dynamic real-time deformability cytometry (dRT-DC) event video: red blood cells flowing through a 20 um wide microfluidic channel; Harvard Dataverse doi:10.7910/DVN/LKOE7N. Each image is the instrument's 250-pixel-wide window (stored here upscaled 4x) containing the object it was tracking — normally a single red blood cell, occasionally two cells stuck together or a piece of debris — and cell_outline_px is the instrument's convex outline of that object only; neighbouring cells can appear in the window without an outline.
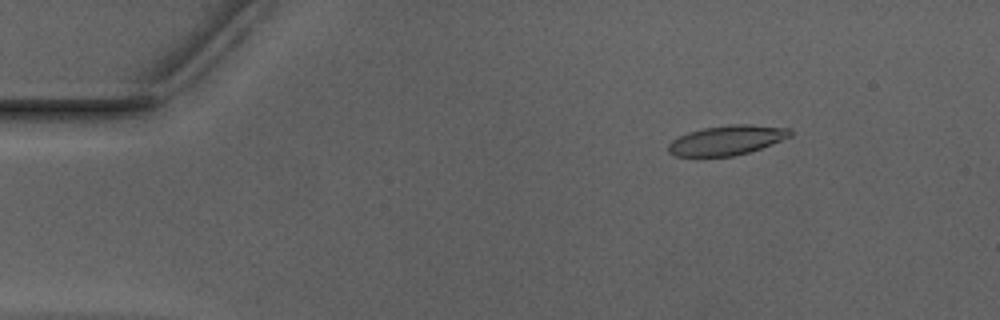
{"species": "Egyptian fruit bat (a non-hibernating species)", "species_latin": "Rousettus aegyptiacus", "temperature_condition": "warm", "stored_images_in_passage": 53, "camera_frame_rate_fps": 3000, "um_per_image_px": 0.085, "animal": {"sex": "male"}, "frame": {"image": 1, "passage_image": 8, "time_ms": 2.333, "image_size_px": [1000, 320], "cell_outline_px": [[792, 136], [760, 148], [748, 152], [732, 156], [676, 156], [668, 152], [668, 144], [672, 140], [688, 132], [704, 128], [732, 124], [748, 124], [788, 128], [792, 132]], "centroid_in_image_um": [61.77, 11.91], "position_along_channel_um": 23.2, "area_um2": 20.81}}
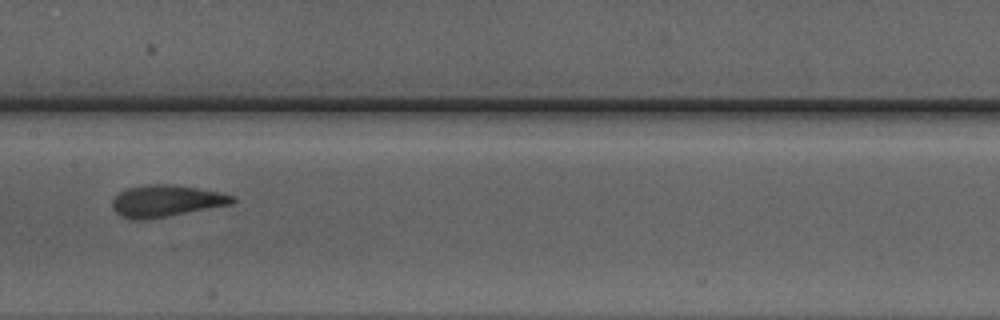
{"frame": {"image": 2, "passage_image": 27, "time_ms": 8.667, "image_size_px": [1000, 320], "cell_outline_px": [[236, 200], [232, 204], [168, 216], [144, 220], [128, 220], [120, 216], [112, 208], [112, 200], [120, 192], [128, 188], [148, 184], [172, 184], [196, 188], [236, 196]], "centroid_in_image_um": [14.09, 17.09], "position_along_channel_um": 193.3, "area_um2": 22.2}}
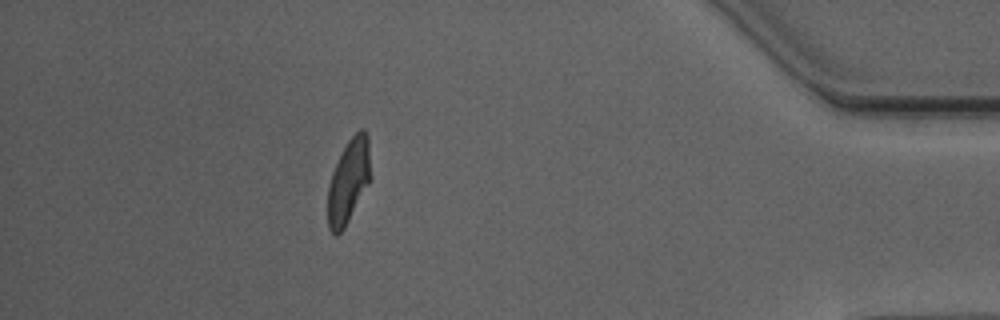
{"frame": {"image": 3, "passage_image": 47, "time_ms": 15.333, "image_size_px": [1000, 320], "cell_outline_px": [[368, 184], [344, 228], [336, 236], [328, 228], [328, 184], [332, 172], [348, 140], [360, 128], [364, 128], [368, 136]], "centroid_in_image_um": [29.59, 15.41], "position_along_channel_um": 405.6, "area_um2": 20.23}, "authors_computed_cell_mechanics": {"area_um2": 21.386, "velocity_mm_per_s": 3.9464, "shape_relaxation_time_tau1_ms": 4.8511, "shape_relaxation_time_tau2_ms": 1.0369, "deformation_change_tau1": 0.2033, "deformation_change_tau2": 0.1004}}